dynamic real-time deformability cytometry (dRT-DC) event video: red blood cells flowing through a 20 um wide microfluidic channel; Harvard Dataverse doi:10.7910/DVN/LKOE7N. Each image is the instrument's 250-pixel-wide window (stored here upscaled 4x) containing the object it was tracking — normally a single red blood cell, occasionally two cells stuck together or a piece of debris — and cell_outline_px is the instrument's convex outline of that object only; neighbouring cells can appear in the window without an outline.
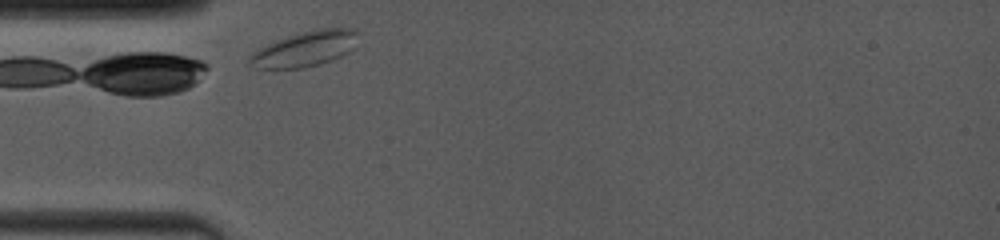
{"species": "common noctule bat (a hibernating species)", "species_latin": "Nyctalus noctula", "temperature_condition": "room temperature", "stored_images_in_passage": 27, "camera_frame_rate_fps": 4000, "um_per_image_px": 0.085, "animal": {"sex": "female", "body_mass_g": 19.0, "forearm_length_mm": 53.3}, "frame": {"image": 1, "passage_image": 1, "time_ms": 0.0, "image_size_px": [1000, 240], "cell_outline_px": [[356, 32], [352, 48], [348, 52], [332, 60], [320, 64], [304, 68], [256, 68], [248, 64], [248, 56], [252, 52], [276, 40], [300, 32], [320, 28], [356, 28]], "centroid_in_image_um": [25.87, 4.16], "position_along_channel_um": 59.1, "area_um2": 22.08}}
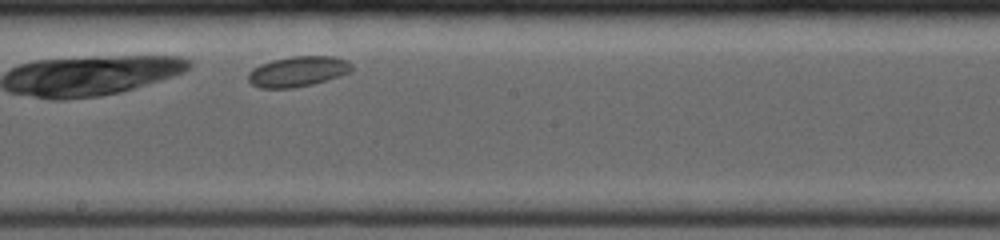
{"frame": {"image": 2, "passage_image": 14, "time_ms": 4.5, "image_size_px": [1000, 240], "cell_outline_px": [[352, 68], [348, 72], [340, 76], [312, 84], [292, 88], [260, 88], [252, 84], [248, 80], [248, 72], [252, 68], [260, 64], [272, 60], [292, 56], [336, 56], [348, 60], [352, 64]], "centroid_in_image_um": [25.31, 6.06], "position_along_channel_um": 222.9, "area_um2": 18.38}}
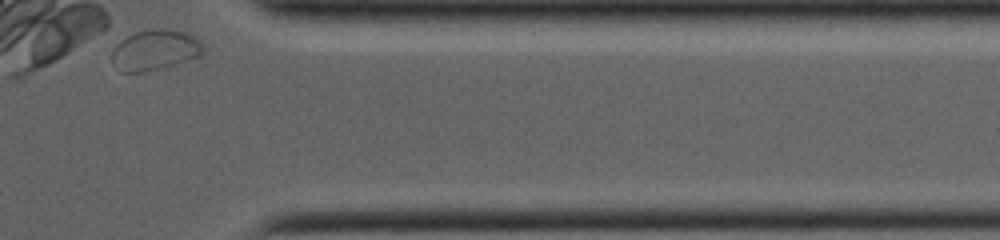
{"frame": {"image": 3, "passage_image": 27, "time_ms": 9.25, "image_size_px": [1000, 240], "cell_outline_px": [[204, 52], [200, 56], [144, 72], [120, 72], [112, 60], [112, 52], [116, 36], [152, 28], [168, 28], [184, 32], [200, 40]], "centroid_in_image_um": [13.07, 4.2], "position_along_channel_um": 398.3, "area_um2": 21.96}}